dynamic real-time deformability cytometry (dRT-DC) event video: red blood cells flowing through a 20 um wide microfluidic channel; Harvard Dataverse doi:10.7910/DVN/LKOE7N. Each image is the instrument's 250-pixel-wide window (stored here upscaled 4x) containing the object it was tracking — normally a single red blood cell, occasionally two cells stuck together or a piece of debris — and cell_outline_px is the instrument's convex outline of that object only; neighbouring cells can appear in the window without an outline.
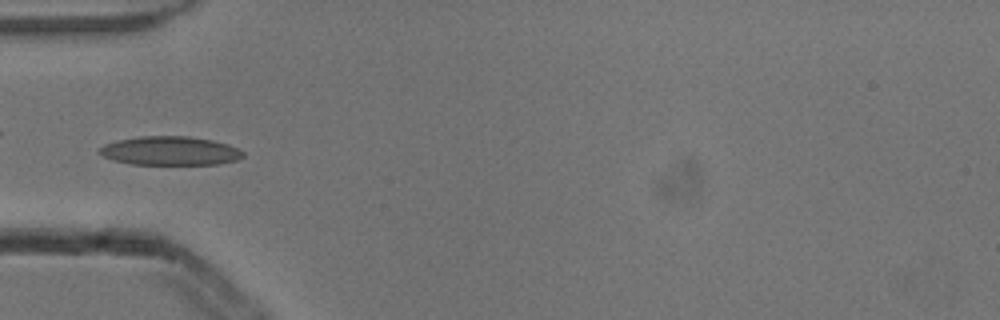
{"species": "common noctule bat (a hibernating species)", "species_latin": "Nyctalus noctula", "temperature_condition": "cold", "stored_images_in_passage": 6, "camera_frame_rate_fps": 3000, "um_per_image_px": 0.085, "animal": {"sex": "male", "body_mass_g": 13.3}, "frame": {"image": 1, "passage_image": 5, "time_ms": 1.333, "image_size_px": [1000, 320], "cell_outline_px": [[244, 156], [236, 160], [220, 164], [132, 164], [112, 160], [96, 152], [104, 144], [116, 140], [140, 136], [188, 136], [212, 140], [228, 144], [244, 152]], "centroid_in_image_um": [14.43, 12.82], "position_along_channel_um": 70.6, "area_um2": 24.16}}
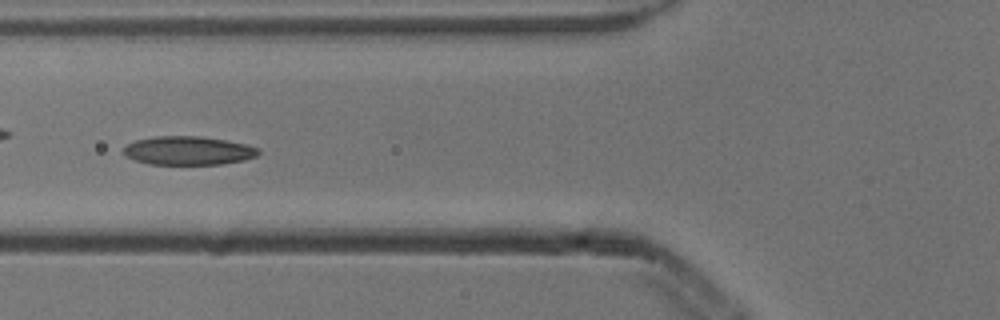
{"frame": {"image": 2, "passage_image": 6, "time_ms": 1.667, "image_size_px": [1000, 320], "cell_outline_px": [[260, 152], [256, 156], [244, 160], [220, 164], [148, 164], [124, 156], [124, 148], [128, 144], [136, 140], [156, 136], [200, 136], [248, 144], [260, 148]], "centroid_in_image_um": [16.02, 12.8], "position_along_channel_um": 109.8, "area_um2": 22.48}}